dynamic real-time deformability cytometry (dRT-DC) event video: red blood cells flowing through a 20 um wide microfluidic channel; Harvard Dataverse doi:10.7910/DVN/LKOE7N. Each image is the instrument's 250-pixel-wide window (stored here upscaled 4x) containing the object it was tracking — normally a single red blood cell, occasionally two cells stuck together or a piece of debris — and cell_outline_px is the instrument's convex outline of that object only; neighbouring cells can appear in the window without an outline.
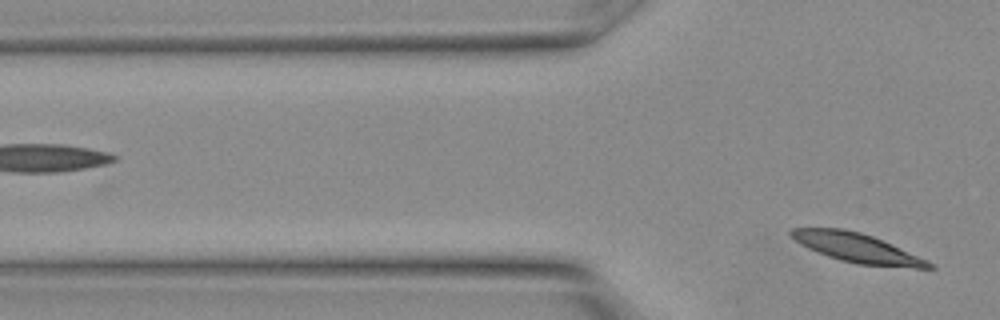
{"species": "Egyptian fruit bat (a non-hibernating species)", "species_latin": "Rousettus aegyptiacus", "temperature_condition": "warm", "stored_images_in_passage": 4, "segment_of_instrument_passage": [2, 2], "camera_frame_rate_fps": 3000, "um_per_image_px": 0.085, "animal": {"sex": "female"}, "frame": {"image": 1, "passage_image": 4, "time_ms": 1.0, "image_size_px": [1000, 320], "cell_outline_px": [[936, 268], [916, 268], [856, 264], [840, 260], [828, 256], [808, 248], [800, 244], [788, 232], [792, 228], [844, 228], [860, 232], [872, 236], [928, 260]], "centroid_in_image_um": [72.84, 21.07], "position_along_channel_um": 53.0, "area_um2": 23.18}}